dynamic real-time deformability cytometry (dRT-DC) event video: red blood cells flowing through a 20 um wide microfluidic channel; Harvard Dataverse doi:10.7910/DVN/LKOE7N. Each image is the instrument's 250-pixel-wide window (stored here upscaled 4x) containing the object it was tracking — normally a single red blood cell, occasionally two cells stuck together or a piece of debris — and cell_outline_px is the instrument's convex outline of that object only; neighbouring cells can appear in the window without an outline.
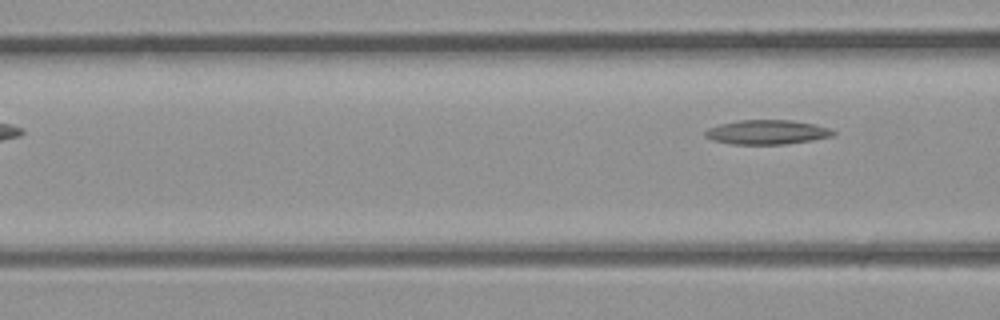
{"species": "common noctule bat (a hibernating species)", "species_latin": "Nyctalus noctula", "temperature_condition": "room temperature", "stored_images_in_passage": 5, "camera_frame_rate_fps": 3000, "um_per_image_px": 0.085, "animal": {"sex": "male", "body_mass_g": 23.1, "forearm_length_mm": 52.7}, "frame": {"image": 1, "passage_image": 5, "time_ms": 1.333, "image_size_px": [1000, 320], "cell_outline_px": [[836, 132], [832, 136], [812, 140], [784, 144], [732, 144], [712, 140], [704, 136], [704, 132], [708, 128], [720, 124], [740, 120], [792, 120], [812, 124], [828, 128]], "centroid_in_image_um": [65.16, 11.23], "position_along_channel_um": 101.4, "area_um2": 18.03}}